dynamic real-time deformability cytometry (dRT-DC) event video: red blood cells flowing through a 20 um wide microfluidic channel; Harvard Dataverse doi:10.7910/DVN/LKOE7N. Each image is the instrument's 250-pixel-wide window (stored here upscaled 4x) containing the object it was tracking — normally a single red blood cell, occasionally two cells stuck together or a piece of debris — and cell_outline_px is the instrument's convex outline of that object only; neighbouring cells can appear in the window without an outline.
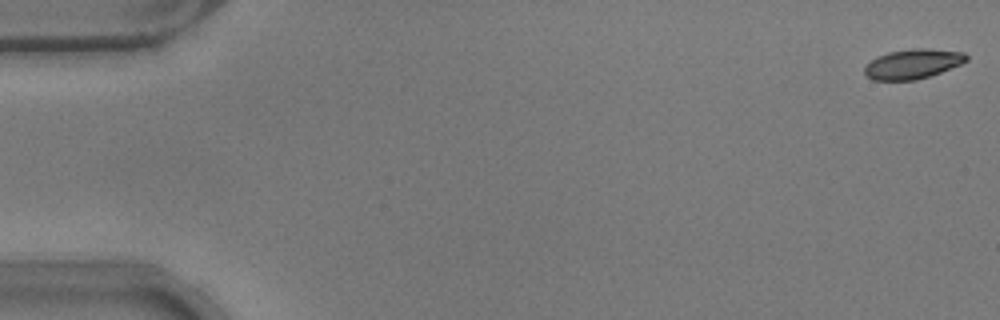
{"species": "common noctule bat (a hibernating species)", "species_latin": "Nyctalus noctula", "temperature_condition": "warm", "stored_images_in_passage": 9, "camera_frame_rate_fps": 3000, "um_per_image_px": 0.085, "animal": {"sex": "male", "body_mass_g": 17.9}, "frame": {"image": 1, "passage_image": 1, "time_ms": 0.0, "image_size_px": [1000, 320], "cell_outline_px": [[968, 60], [960, 64], [940, 72], [916, 80], [872, 80], [864, 72], [864, 68], [876, 56], [888, 52], [912, 48], [928, 48], [964, 52], [968, 56]], "centroid_in_image_um": [77.59, 5.42], "position_along_channel_um": 7.4, "area_um2": 17.57}}